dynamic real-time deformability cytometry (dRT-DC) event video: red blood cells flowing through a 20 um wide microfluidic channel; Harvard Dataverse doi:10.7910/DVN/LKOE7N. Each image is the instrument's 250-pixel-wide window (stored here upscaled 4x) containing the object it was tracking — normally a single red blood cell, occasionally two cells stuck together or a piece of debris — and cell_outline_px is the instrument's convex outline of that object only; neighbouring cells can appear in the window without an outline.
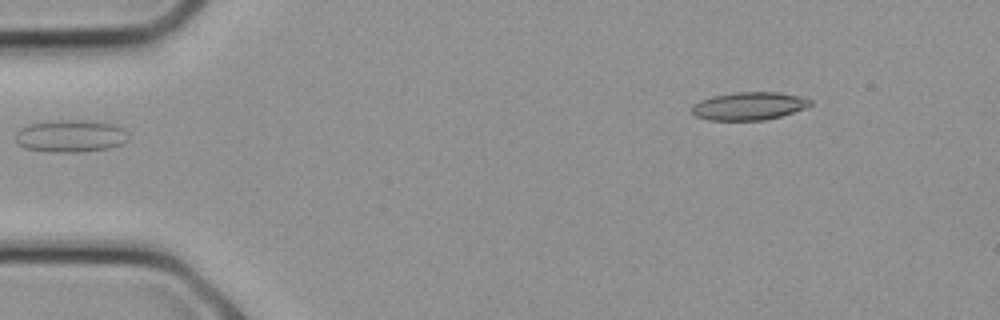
{"species": "common noctule bat (a hibernating species)", "species_latin": "Nyctalus noctula", "temperature_condition": "cold", "stored_images_in_passage": 20, "segment_of_instrument_passage": [1, 2], "camera_frame_rate_fps": 3000, "um_per_image_px": 0.085, "animal": {"sex": "female", "body_mass_g": 21.9}, "frame": {"image": 1, "passage_image": 5, "time_ms": 1.333, "image_size_px": [1000, 320], "cell_outline_px": [[128, 140], [120, 144], [108, 148], [84, 152], [44, 152], [24, 148], [16, 140], [16, 132], [20, 128], [28, 124], [52, 120], [88, 120], [116, 124], [124, 128]], "centroid_in_image_um": [5.99, 11.56], "position_along_channel_um": 79.0, "area_um2": 21.56}}
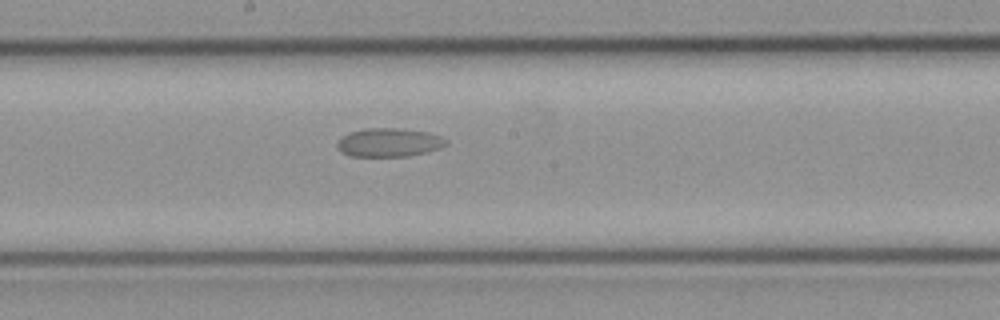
{"frame": {"image": 2, "passage_image": 10, "time_ms": 3.0, "image_size_px": [1000, 320], "cell_outline_px": [[448, 144], [440, 148], [428, 152], [408, 156], [348, 156], [340, 152], [336, 148], [336, 144], [340, 136], [348, 132], [364, 128], [400, 128], [428, 132], [440, 136], [448, 140]], "centroid_in_image_um": [33.02, 12.1], "position_along_channel_um": 215.2, "area_um2": 18.55}}
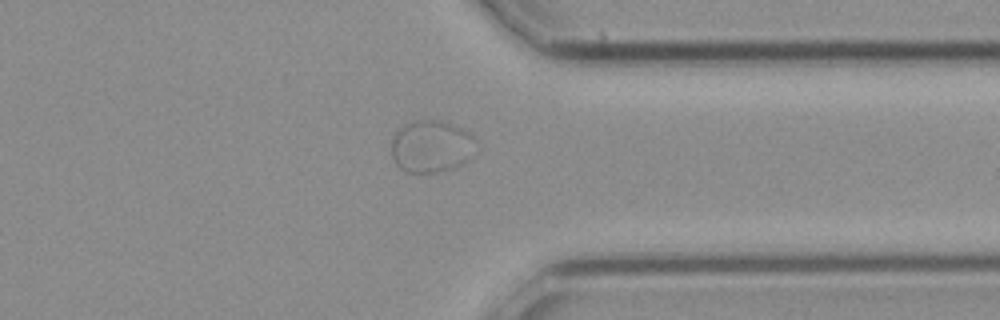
{"frame": {"image": 3, "passage_image": 16, "time_ms": 5.0, "image_size_px": [1000, 320], "cell_outline_px": [[476, 140], [472, 156], [468, 160], [452, 168], [432, 172], [404, 172], [396, 164], [392, 156], [392, 140], [396, 132], [404, 124], [412, 120], [444, 120], [468, 132]], "centroid_in_image_um": [36.65, 12.42], "position_along_channel_um": 374.8, "area_um2": 25.66}}